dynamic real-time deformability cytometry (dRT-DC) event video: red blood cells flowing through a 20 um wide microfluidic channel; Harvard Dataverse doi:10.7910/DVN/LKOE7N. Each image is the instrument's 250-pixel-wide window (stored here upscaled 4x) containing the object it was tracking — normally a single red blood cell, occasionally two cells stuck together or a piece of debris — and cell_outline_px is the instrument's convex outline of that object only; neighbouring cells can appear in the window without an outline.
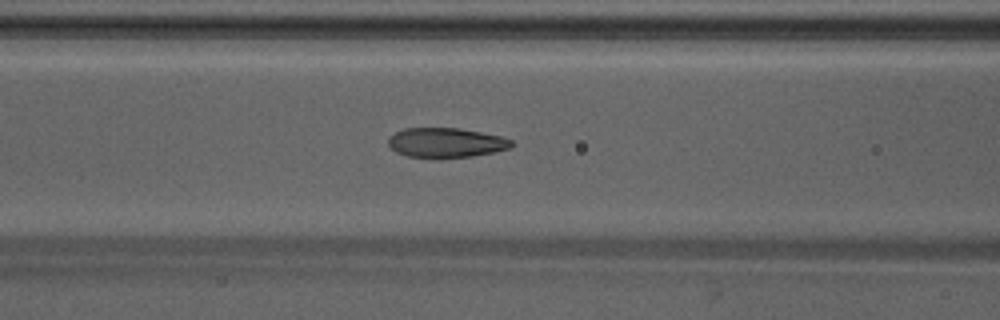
{"species": "Egyptian fruit bat (a non-hibernating species)", "species_latin": "Rousettus aegyptiacus", "temperature_condition": "warm", "stored_images_in_passage": 49, "camera_frame_rate_fps": 3000, "um_per_image_px": 0.085, "animal": {"sex": "male"}, "frame": {"image": 1, "passage_image": 21, "time_ms": 6.667, "image_size_px": [1000, 320], "cell_outline_px": [[512, 148], [472, 156], [408, 156], [396, 152], [388, 144], [388, 140], [396, 132], [404, 128], [460, 128], [500, 136], [512, 140]], "centroid_in_image_um": [37.93, 12.1], "position_along_channel_um": 128.7, "area_um2": 20.69}}
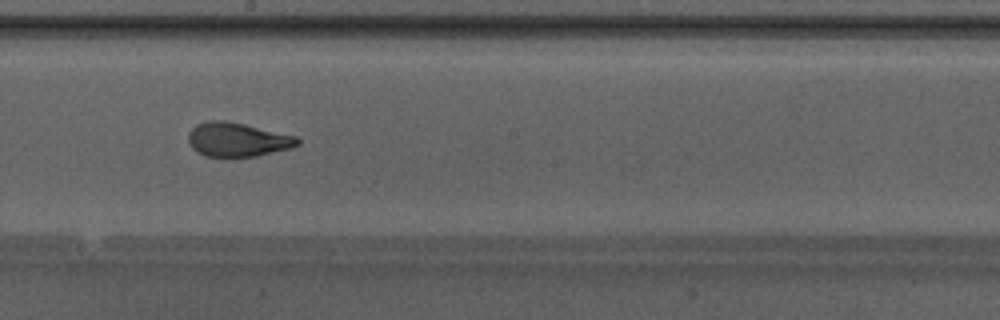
{"frame": {"image": 2, "passage_image": 28, "time_ms": 9.0, "image_size_px": [1000, 320], "cell_outline_px": [[300, 144], [292, 148], [256, 156], [204, 156], [196, 152], [192, 148], [188, 140], [188, 132], [196, 124], [208, 120], [220, 120], [244, 124], [296, 136], [300, 140]], "centroid_in_image_um": [20.17, 11.86], "position_along_channel_um": 228.0, "area_um2": 21.62}}
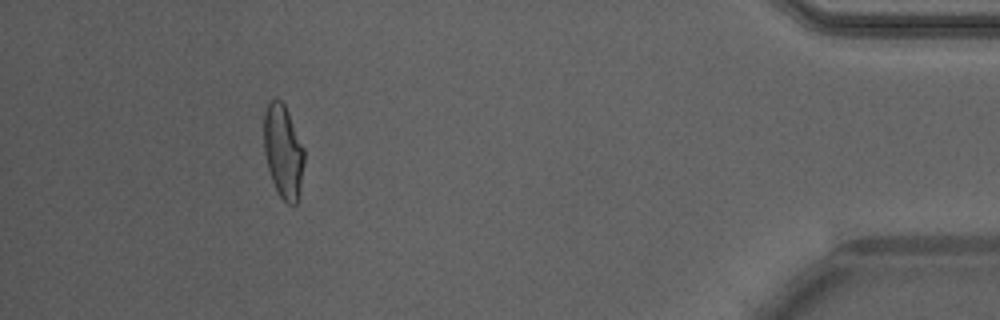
{"frame": {"image": 3, "passage_image": 45, "time_ms": 14.667, "image_size_px": [1000, 320], "cell_outline_px": [[304, 164], [300, 192], [296, 204], [288, 204], [280, 196], [272, 180], [268, 168], [264, 152], [264, 112], [268, 104], [272, 100], [280, 100], [284, 104], [288, 112], [304, 148]], "centroid_in_image_um": [24.08, 12.89], "position_along_channel_um": 411.1, "area_um2": 21.79}, "authors_computed_cell_mechanics": {"area_um2": 22.0796, "velocity_mm_per_s": 4.2659, "shape_relaxation_time_tau1_ms": 6.712, "shape_relaxation_time_tau2_ms": 0.8109, "deformation_change_tau1": 0.2125, "deformation_change_tau2": 0.0684}}